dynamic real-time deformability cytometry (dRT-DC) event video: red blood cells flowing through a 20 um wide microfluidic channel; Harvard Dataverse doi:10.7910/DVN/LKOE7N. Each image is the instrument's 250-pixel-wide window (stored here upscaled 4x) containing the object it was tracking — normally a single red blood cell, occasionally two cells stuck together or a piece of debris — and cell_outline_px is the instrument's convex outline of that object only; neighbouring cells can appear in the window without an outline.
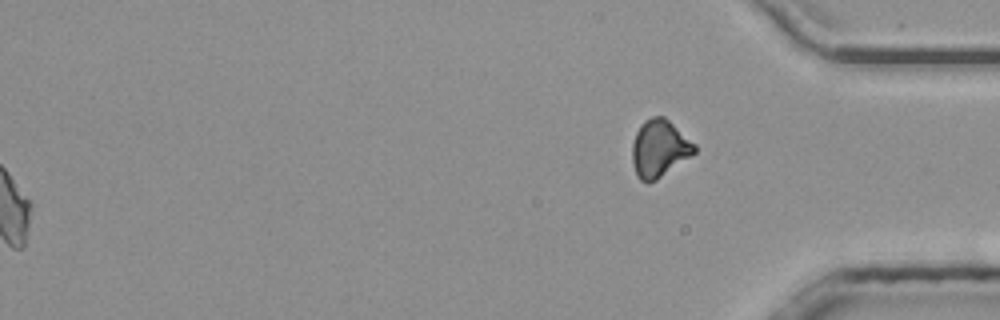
{"species": "common noctule bat (a hibernating species)", "species_latin": "Nyctalus noctula", "temperature_condition": "room temperature", "stored_images_in_passage": 48, "segment_of_instrument_passage": [3, 3], "camera_frame_rate_fps": 3000, "um_per_image_px": 0.085, "animal": {"sex": "male", "body_mass_g": 20.4}, "frame": {"image": 1, "passage_image": 48, "time_ms": 15.667, "image_size_px": [1000, 320], "cell_outline_px": [[696, 152], [692, 156], [656, 180], [648, 184], [640, 180], [636, 176], [632, 160], [632, 144], [636, 132], [640, 124], [644, 120], [652, 116], [664, 116], [696, 144]], "centroid_in_image_um": [56.04, 12.63], "position_along_channel_um": 379.2, "area_um2": 21.04}}